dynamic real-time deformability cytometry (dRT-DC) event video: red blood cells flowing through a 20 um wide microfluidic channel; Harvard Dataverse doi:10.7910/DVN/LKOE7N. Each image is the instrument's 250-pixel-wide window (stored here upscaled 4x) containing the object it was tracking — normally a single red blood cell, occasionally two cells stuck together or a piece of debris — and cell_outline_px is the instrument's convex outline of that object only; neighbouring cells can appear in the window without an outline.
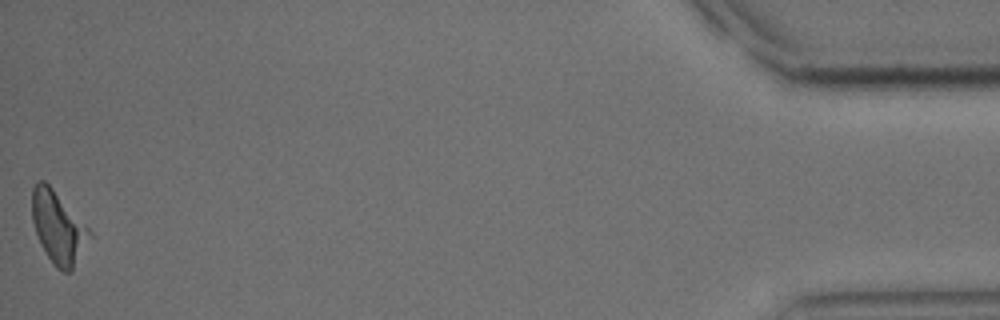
{"species": "common noctule bat (a hibernating species)", "species_latin": "Nyctalus noctula", "temperature_condition": "cold", "stored_images_in_passage": 52, "camera_frame_rate_fps": 3000, "um_per_image_px": 0.085, "animal": {"sex": "male", "body_mass_g": 15.6}, "frame": {"image": 1, "passage_image": 52, "time_ms": 17.0, "image_size_px": [1000, 320], "cell_outline_px": [[96, 236], [72, 272], [64, 272], [56, 268], [40, 244], [32, 220], [32, 188], [36, 180], [44, 180], [52, 188]], "centroid_in_image_um": [5.0, 19.39], "position_along_channel_um": 430.2, "area_um2": 24.62}, "authors_computed_cell_mechanics": {"area_um2": 19.7098, "velocity_mm_per_s": 3.8897, "shape_relaxation_time_tau1_ms": 0.2522, "shape_relaxation_time_tau2_ms": null, "deformation_change_tau1": 0.2311, "deformation_change_tau2": null}}